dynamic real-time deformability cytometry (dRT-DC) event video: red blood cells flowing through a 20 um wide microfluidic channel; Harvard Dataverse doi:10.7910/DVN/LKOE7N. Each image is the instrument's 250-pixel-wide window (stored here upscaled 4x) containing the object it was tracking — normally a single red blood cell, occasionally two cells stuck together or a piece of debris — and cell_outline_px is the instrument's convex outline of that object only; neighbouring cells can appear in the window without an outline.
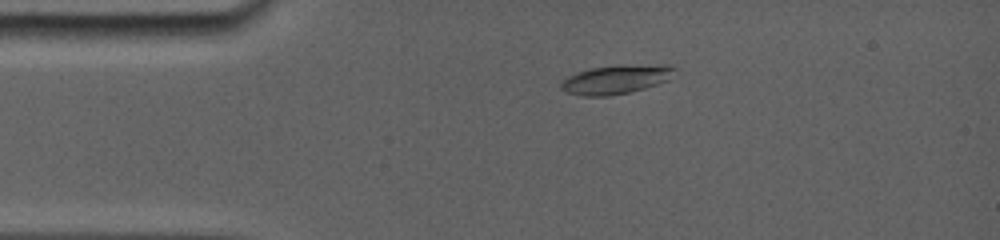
{"species": "common noctule bat (a hibernating species)", "species_latin": "Nyctalus noctula", "temperature_condition": "room temperature", "stored_images_in_passage": 18, "camera_frame_rate_fps": 5000, "um_per_image_px": 0.085, "animal": {"sex": "female", "body_mass_g": 19.0, "forearm_length_mm": 56.7}, "frame": {"image": 1, "passage_image": 1, "time_ms": 0.0, "image_size_px": [1000, 240], "cell_outline_px": [[676, 68], [668, 80], [632, 92], [608, 96], [584, 96], [564, 92], [560, 88], [560, 84], [568, 76], [576, 72], [588, 68], [620, 64], [672, 64]], "centroid_in_image_um": [52.36, 6.73], "position_along_channel_um": 32.6, "area_um2": 19.59}}
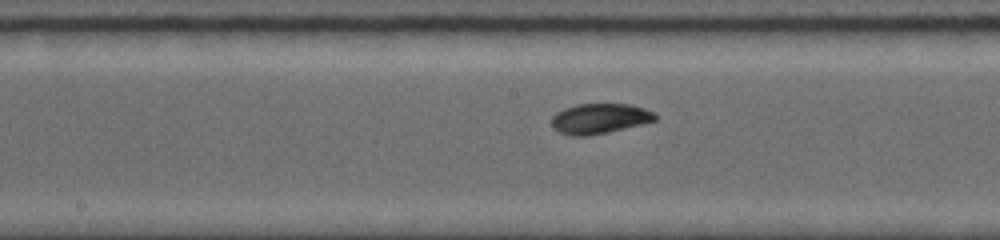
{"frame": {"image": 2, "passage_image": 12, "time_ms": 5.2, "image_size_px": [1000, 240], "cell_outline_px": [[656, 120], [640, 124], [604, 132], [584, 136], [580, 136], [560, 132], [552, 124], [552, 116], [556, 112], [564, 108], [576, 104], [628, 104], [644, 108], [652, 112], [656, 116]], "centroid_in_image_um": [50.94, 10.05], "position_along_channel_um": 197.3, "area_um2": 17.63}}
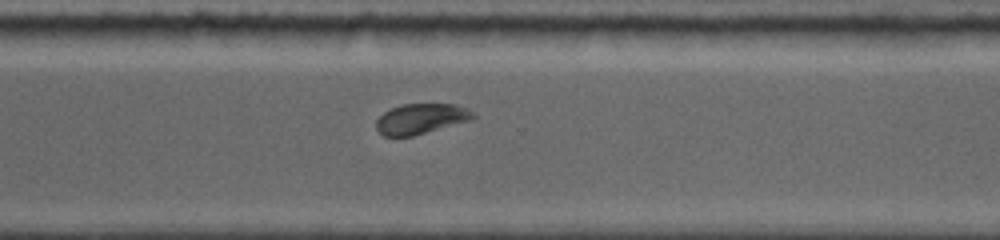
{"frame": {"image": 3, "passage_image": 18, "time_ms": 8.8, "image_size_px": [1000, 240], "cell_outline_px": [[476, 120], [412, 136], [384, 136], [376, 128], [376, 120], [384, 112], [392, 108], [404, 104], [456, 104], [468, 108], [476, 116]], "centroid_in_image_um": [35.85, 10.1], "position_along_channel_um": 334.7, "area_um2": 17.34}}